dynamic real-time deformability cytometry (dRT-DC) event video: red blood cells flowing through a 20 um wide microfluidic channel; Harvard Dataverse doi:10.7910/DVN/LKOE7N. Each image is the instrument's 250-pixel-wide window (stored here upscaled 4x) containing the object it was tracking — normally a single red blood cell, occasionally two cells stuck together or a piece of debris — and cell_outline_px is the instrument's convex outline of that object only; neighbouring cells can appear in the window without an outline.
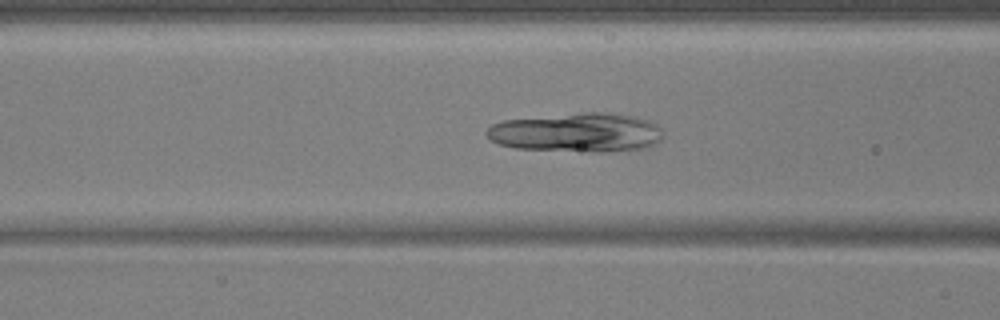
{"species": "common noctule bat (a hibernating species)", "species_latin": "Nyctalus noctula", "temperature_condition": "warm", "stored_images_in_passage": 54, "camera_frame_rate_fps": 3000, "um_per_image_px": 0.085, "animal": {"sex": "male", "body_mass_g": 17.9, "forearm_length_mm": 54.2}, "frame": {"image": 1, "passage_image": 22, "time_ms": 7.0, "image_size_px": [1000, 320], "cell_outline_px": [[664, 136], [660, 140], [648, 148], [604, 152], [592, 152], [516, 148], [500, 144], [492, 140], [484, 132], [492, 124], [504, 120], [588, 112], [604, 112], [636, 116], [648, 120], [656, 124], [660, 128]], "centroid_in_image_um": [49.08, 11.27], "position_along_channel_um": 117.5, "area_um2": 40.23}}
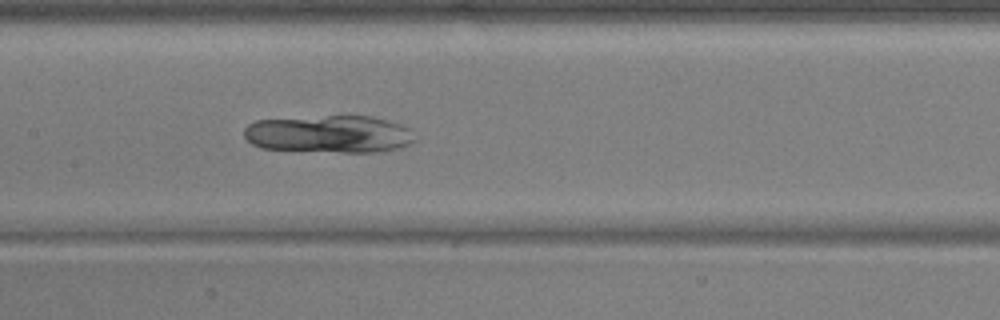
{"frame": {"image": 2, "passage_image": 27, "time_ms": 8.667, "image_size_px": [1000, 320], "cell_outline_px": [[416, 140], [408, 144], [396, 148], [376, 152], [340, 152], [260, 148], [252, 144], [244, 136], [244, 128], [248, 124], [256, 120], [328, 116], [372, 116], [388, 120], [400, 124], [408, 128]], "centroid_in_image_um": [27.96, 11.39], "position_along_channel_um": 179.4, "area_um2": 37.11}}
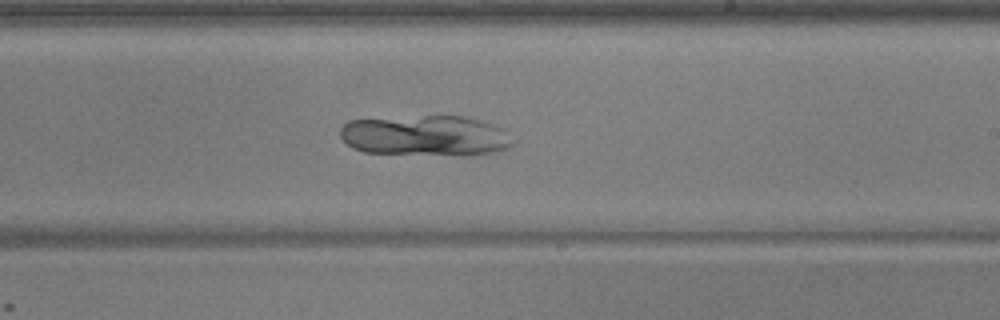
{"frame": {"image": 3, "passage_image": 33, "time_ms": 10.667, "image_size_px": [1000, 320], "cell_outline_px": [[512, 144], [496, 152], [364, 152], [352, 148], [340, 136], [340, 128], [348, 120], [424, 116], [464, 116], [480, 120], [500, 128]], "centroid_in_image_um": [36.02, 11.47], "position_along_channel_um": 253.0, "area_um2": 38.55}}